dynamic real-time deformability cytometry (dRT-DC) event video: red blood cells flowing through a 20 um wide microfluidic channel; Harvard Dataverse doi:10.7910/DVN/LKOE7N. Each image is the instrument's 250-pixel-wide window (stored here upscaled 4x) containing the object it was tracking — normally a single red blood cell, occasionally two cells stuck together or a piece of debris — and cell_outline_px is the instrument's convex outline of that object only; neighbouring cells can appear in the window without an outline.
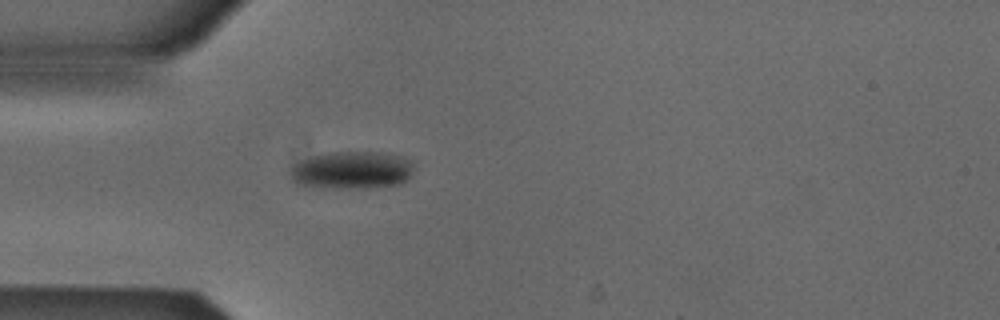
{"species": "Egyptian fruit bat (a non-hibernating species)", "species_latin": "Rousettus aegyptiacus", "temperature_condition": "cold", "stored_images_in_passage": 4, "camera_frame_rate_fps": 3000, "um_per_image_px": 0.085, "animal": {"sex": "male"}, "frame": {"image": 1, "passage_image": 4, "time_ms": 1.0, "image_size_px": [1000, 320], "cell_outline_px": [[412, 172], [408, 180], [400, 184], [368, 188], [332, 188], [296, 184], [292, 180], [292, 164], [300, 160], [332, 152], [380, 152], [400, 156], [408, 160], [412, 164]], "centroid_in_image_um": [29.92, 14.47], "position_along_channel_um": 55.1, "area_um2": 26.93}}